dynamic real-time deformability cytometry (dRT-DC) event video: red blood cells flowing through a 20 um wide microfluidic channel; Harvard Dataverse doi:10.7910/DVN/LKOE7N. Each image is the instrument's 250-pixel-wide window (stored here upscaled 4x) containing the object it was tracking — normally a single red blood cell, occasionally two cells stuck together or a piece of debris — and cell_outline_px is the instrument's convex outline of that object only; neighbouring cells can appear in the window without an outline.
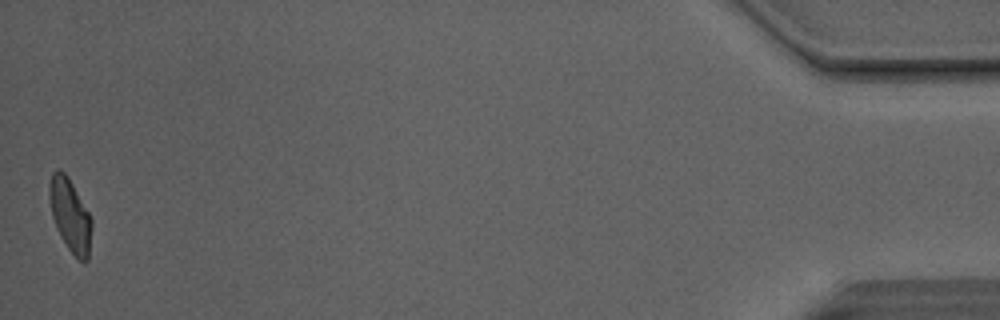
{"species": "Egyptian fruit bat (a non-hibernating species)", "species_latin": "Rousettus aegyptiacus", "temperature_condition": "room temperature", "stored_images_in_passage": 50, "camera_frame_rate_fps": 3000, "um_per_image_px": 0.085, "animal": {"sex": "male"}, "frame": {"image": 1, "passage_image": 50, "time_ms": 16.333, "image_size_px": [1000, 320], "cell_outline_px": [[88, 256], [84, 260], [80, 260], [72, 252], [64, 240], [56, 224], [52, 212], [52, 176], [56, 172], [64, 172], [88, 212]], "centroid_in_image_um": [5.96, 18.31], "position_along_channel_um": 429.2, "area_um2": 15.43}, "authors_computed_cell_mechanics": {"area_um2": 15.6638, "velocity_mm_per_s": 4.1476, "shape_relaxation_time_tau1_ms": 7.6781, "shape_relaxation_time_tau2_ms": 3.353, "deformation_change_tau1": 0.173, "deformation_change_tau2": 0.1077}}